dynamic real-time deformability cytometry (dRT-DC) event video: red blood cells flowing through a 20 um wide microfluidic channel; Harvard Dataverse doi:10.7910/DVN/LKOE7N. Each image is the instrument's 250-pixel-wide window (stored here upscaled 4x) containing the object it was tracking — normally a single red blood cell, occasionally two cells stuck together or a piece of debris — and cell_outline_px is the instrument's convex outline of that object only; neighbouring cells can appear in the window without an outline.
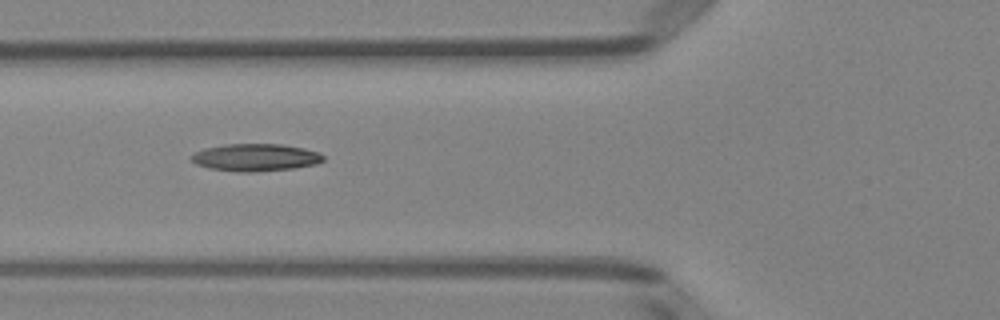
{"species": "Egyptian fruit bat (a non-hibernating species)", "species_latin": "Rousettus aegyptiacus", "temperature_condition": "room temperature", "stored_images_in_passage": 35, "camera_frame_rate_fps": 3000, "um_per_image_px": 0.085, "animal": {"sex": "female"}, "frame": {"image": 1, "passage_image": 6, "time_ms": 1.667, "image_size_px": [1000, 320], "cell_outline_px": [[324, 160], [316, 164], [296, 168], [256, 172], [236, 172], [208, 168], [196, 164], [188, 156], [204, 148], [224, 144], [284, 144], [304, 148], [320, 152], [324, 156]], "centroid_in_image_um": [21.73, 13.38], "position_along_channel_um": 104.1, "area_um2": 21.39}}
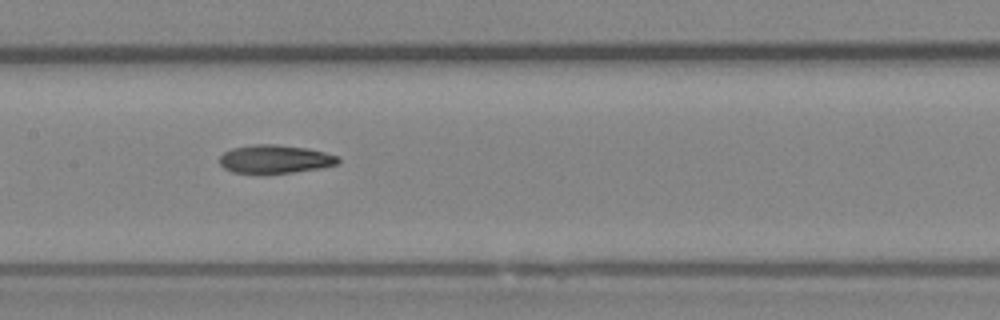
{"frame": {"image": 2, "passage_image": 12, "time_ms": 3.667, "image_size_px": [1000, 320], "cell_outline_px": [[340, 160], [336, 164], [320, 168], [268, 176], [256, 176], [232, 172], [224, 168], [220, 164], [220, 156], [224, 152], [232, 148], [252, 144], [276, 144], [308, 148], [324, 152], [336, 156]], "centroid_in_image_um": [23.3, 13.57], "position_along_channel_um": 184.1, "area_um2": 20.35}}
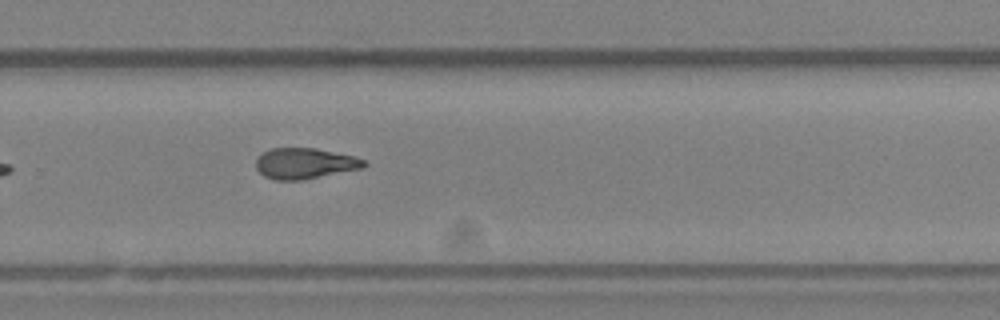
{"frame": {"image": 3, "passage_image": 21, "time_ms": 6.667, "image_size_px": [1000, 320], "cell_outline_px": [[368, 164], [364, 168], [300, 180], [276, 180], [264, 176], [256, 168], [256, 156], [268, 148], [316, 148], [352, 156], [364, 160]], "centroid_in_image_um": [25.87, 13.88], "position_along_channel_um": 303.9, "area_um2": 19.42}, "authors_computed_cell_mechanics": {"area_um2": 19.5364, "velocity_mm_per_s": 4.0217, "shape_relaxation_time_tau1_ms": 5.2208, "shape_relaxation_time_tau2_ms": 8.2949, "deformation_change_tau1": 0.1786, "deformation_change_tau2": 0.1915}}